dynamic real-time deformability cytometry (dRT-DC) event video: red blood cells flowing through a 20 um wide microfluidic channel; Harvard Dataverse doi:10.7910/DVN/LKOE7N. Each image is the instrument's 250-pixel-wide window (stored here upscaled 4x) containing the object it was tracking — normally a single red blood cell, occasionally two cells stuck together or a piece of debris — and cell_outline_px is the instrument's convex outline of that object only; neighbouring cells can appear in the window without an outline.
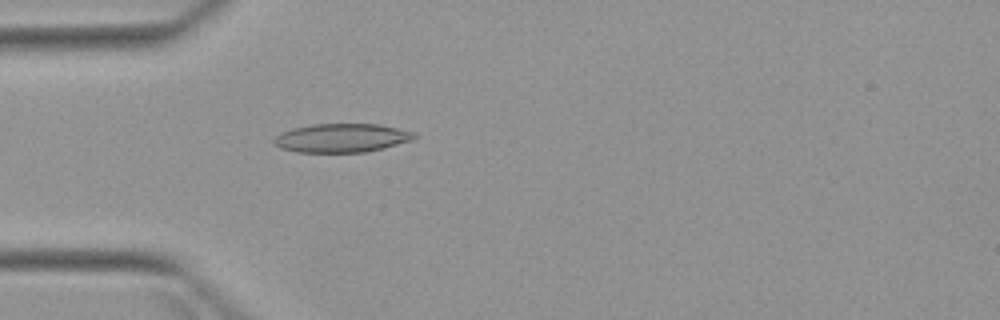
{"species": "Egyptian fruit bat (a non-hibernating species)", "species_latin": "Rousettus aegyptiacus", "temperature_condition": "warm", "stored_images_in_passage": 5, "camera_frame_rate_fps": 3000, "um_per_image_px": 0.085, "animal": {"sex": "female"}, "frame": {"image": 1, "passage_image": 5, "time_ms": 4.667, "image_size_px": [1000, 320], "cell_outline_px": [[416, 136], [412, 140], [384, 148], [364, 152], [296, 152], [280, 148], [272, 144], [272, 140], [280, 132], [292, 128], [312, 124], [380, 124], [412, 132]], "centroid_in_image_um": [28.97, 11.73], "position_along_channel_um": 56.0, "area_um2": 23.52}}